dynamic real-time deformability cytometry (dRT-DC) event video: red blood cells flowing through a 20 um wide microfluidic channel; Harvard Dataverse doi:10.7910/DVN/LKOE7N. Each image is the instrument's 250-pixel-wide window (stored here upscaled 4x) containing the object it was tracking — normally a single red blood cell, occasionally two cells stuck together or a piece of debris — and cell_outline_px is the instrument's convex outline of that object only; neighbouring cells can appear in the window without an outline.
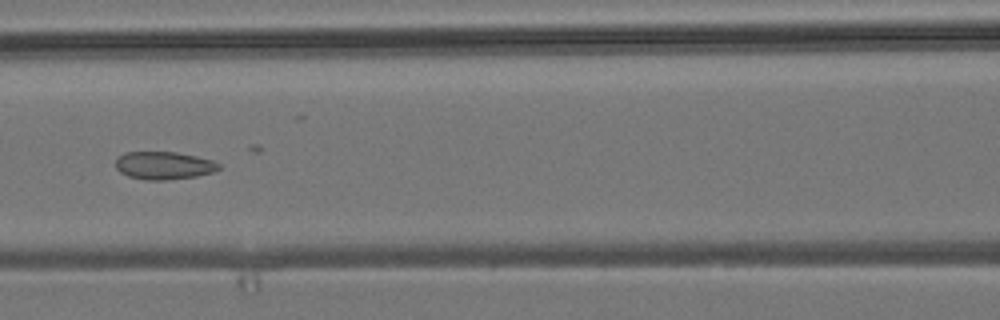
{"species": "common noctule bat (a hibernating species)", "species_latin": "Nyctalus noctula", "temperature_condition": "room temperature", "stored_images_in_passage": 7, "camera_frame_rate_fps": 3000, "um_per_image_px": 0.085, "animal": {"sex": "male", "body_mass_g": 19.2, "forearm_length_mm": 51.8}, "frame": {"image": 1, "passage_image": 4, "time_ms": 4.333, "image_size_px": [1000, 320], "cell_outline_px": [[220, 168], [212, 172], [196, 176], [168, 180], [144, 180], [128, 176], [120, 172], [116, 168], [116, 156], [124, 152], [176, 152], [196, 156], [212, 160], [220, 164]], "centroid_in_image_um": [13.89, 14.06], "position_along_channel_um": 152.7, "area_um2": 16.82}}
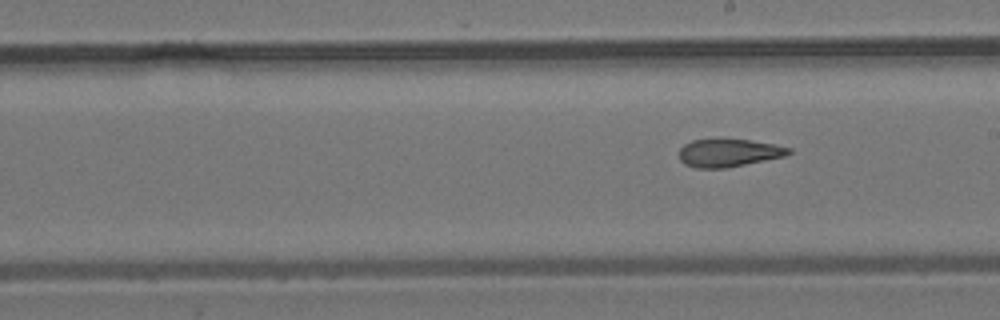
{"frame": {"image": 2, "passage_image": 7, "time_ms": 8.667, "image_size_px": [1000, 320], "cell_outline_px": [[792, 152], [784, 156], [728, 168], [696, 168], [684, 164], [680, 160], [680, 148], [684, 144], [692, 140], [716, 136], [720, 136], [752, 140], [792, 148]], "centroid_in_image_um": [61.9, 12.94], "position_along_channel_um": 227.1, "area_um2": 18.55}}